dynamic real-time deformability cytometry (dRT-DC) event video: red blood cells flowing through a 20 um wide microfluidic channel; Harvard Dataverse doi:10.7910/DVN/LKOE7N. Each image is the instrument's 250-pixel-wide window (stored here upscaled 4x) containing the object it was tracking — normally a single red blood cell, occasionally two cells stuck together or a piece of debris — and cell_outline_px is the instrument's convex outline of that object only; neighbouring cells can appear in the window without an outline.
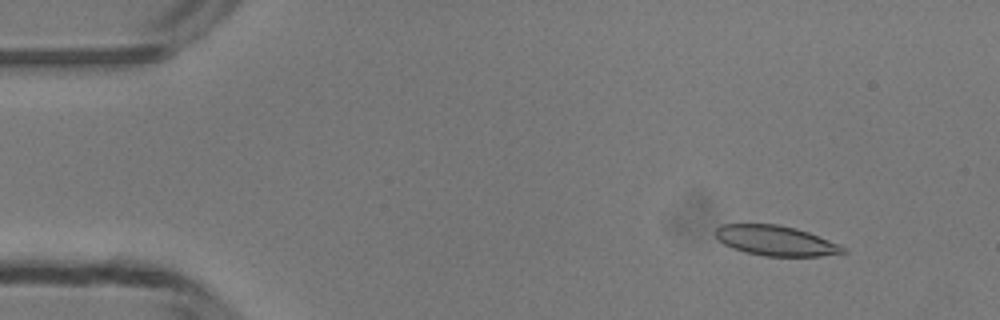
{"species": "common noctule bat (a hibernating species)", "species_latin": "Nyctalus noctula", "temperature_condition": "room temperature", "stored_images_in_passage": 48, "camera_frame_rate_fps": 3000, "um_per_image_px": 0.085, "animal": {"sex": "male", "body_mass_g": 13.3}, "frame": {"image": 1, "passage_image": 5, "time_ms": 1.333, "image_size_px": [1000, 320], "cell_outline_px": [[848, 252], [820, 256], [764, 256], [744, 252], [732, 248], [724, 244], [716, 236], [716, 228], [720, 224], [776, 224], [796, 228], [808, 232], [840, 244]], "centroid_in_image_um": [65.94, 20.46], "position_along_channel_um": 19.1, "area_um2": 22.31}}
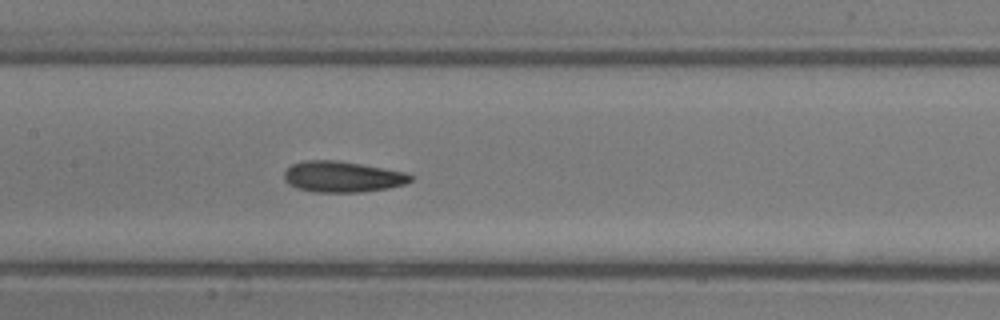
{"frame": {"image": 2, "passage_image": 23, "time_ms": 7.333, "image_size_px": [1000, 320], "cell_outline_px": [[412, 180], [404, 184], [388, 188], [364, 192], [312, 192], [296, 188], [288, 184], [284, 180], [284, 172], [292, 164], [304, 160], [336, 160], [408, 172], [412, 176]], "centroid_in_image_um": [29.09, 15.03], "position_along_channel_um": 178.3, "area_um2": 22.95}}
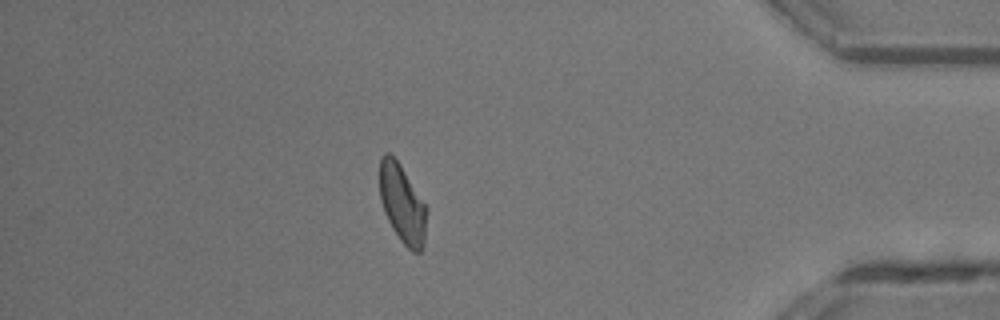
{"frame": {"image": 3, "passage_image": 42, "time_ms": 13.667, "image_size_px": [1000, 320], "cell_outline_px": [[428, 212], [424, 244], [420, 252], [412, 252], [400, 240], [392, 228], [384, 212], [380, 200], [380, 160], [384, 152], [388, 152], [400, 164], [428, 208]], "centroid_in_image_um": [34.21, 17.35], "position_along_channel_um": 401.0, "area_um2": 21.62}, "authors_computed_cell_mechanics": {"area_um2": 22.3975, "velocity_mm_per_s": 4.2068, "shape_relaxation_time_tau1_ms": 8.088, "shape_relaxation_time_tau2_ms": 2.8921, "deformation_change_tau1": 0.1959, "deformation_change_tau2": 0.0988}}